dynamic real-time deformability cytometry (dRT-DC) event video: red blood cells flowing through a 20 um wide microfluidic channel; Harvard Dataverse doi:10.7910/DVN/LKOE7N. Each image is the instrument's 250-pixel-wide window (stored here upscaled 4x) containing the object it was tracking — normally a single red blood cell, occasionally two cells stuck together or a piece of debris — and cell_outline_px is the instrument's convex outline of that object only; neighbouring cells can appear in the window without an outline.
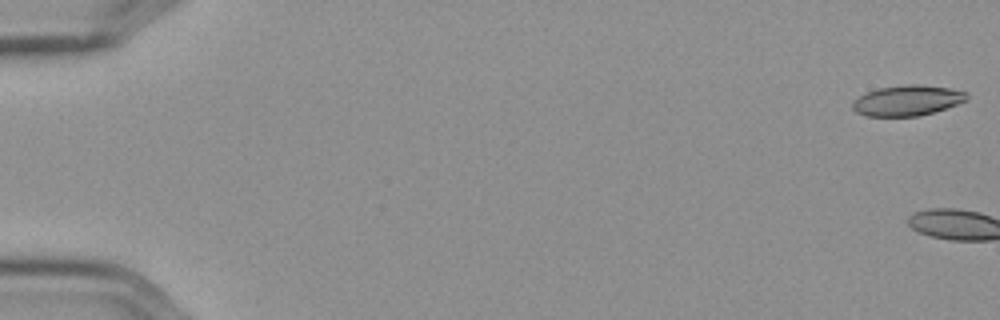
{"species": "Egyptian fruit bat (a non-hibernating species)", "species_latin": "Rousettus aegyptiacus", "temperature_condition": "cold", "stored_images_in_passage": 3, "camera_frame_rate_fps": 3000, "um_per_image_px": 0.085, "frame": {"image": 1, "passage_image": 1, "time_ms": 0.0, "image_size_px": [1000, 320], "cell_outline_px": [[968, 100], [920, 116], [864, 116], [856, 112], [852, 108], [852, 100], [868, 92], [880, 88], [908, 84], [920, 84], [948, 88], [968, 92]], "centroid_in_image_um": [77.11, 8.54], "position_along_channel_um": 7.9, "area_um2": 20.17}}